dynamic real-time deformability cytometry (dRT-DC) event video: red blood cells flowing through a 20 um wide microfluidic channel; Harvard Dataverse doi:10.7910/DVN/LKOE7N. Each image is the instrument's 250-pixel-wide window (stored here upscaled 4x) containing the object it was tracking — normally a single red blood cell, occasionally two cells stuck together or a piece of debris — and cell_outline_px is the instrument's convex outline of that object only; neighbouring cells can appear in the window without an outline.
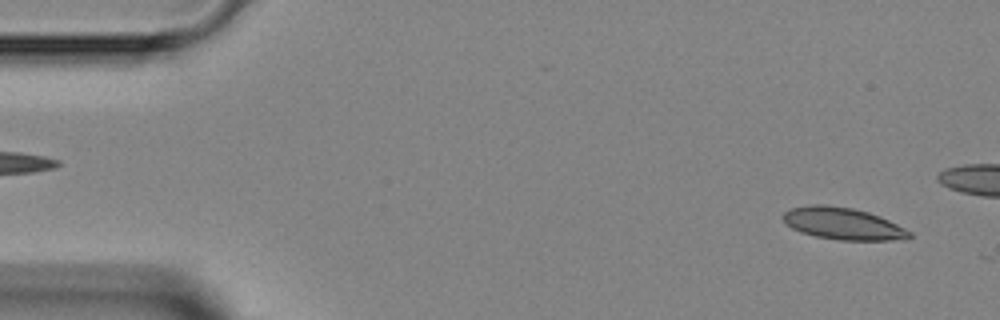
{"species": "Egyptian fruit bat (a non-hibernating species)", "species_latin": "Rousettus aegyptiacus", "temperature_condition": "room temperature", "stored_images_in_passage": 17, "camera_frame_rate_fps": 3000, "um_per_image_px": 0.085, "animal": {"sex": "female"}, "frame": {"image": 1, "passage_image": 2, "time_ms": 0.333, "image_size_px": [1000, 320], "cell_outline_px": [[912, 236], [908, 240], [840, 240], [816, 236], [800, 232], [792, 228], [780, 216], [784, 212], [792, 208], [808, 204], [824, 204], [852, 208], [868, 212], [880, 216], [912, 232]], "centroid_in_image_um": [71.66, 19.0], "position_along_channel_um": 13.3, "area_um2": 23.64}}
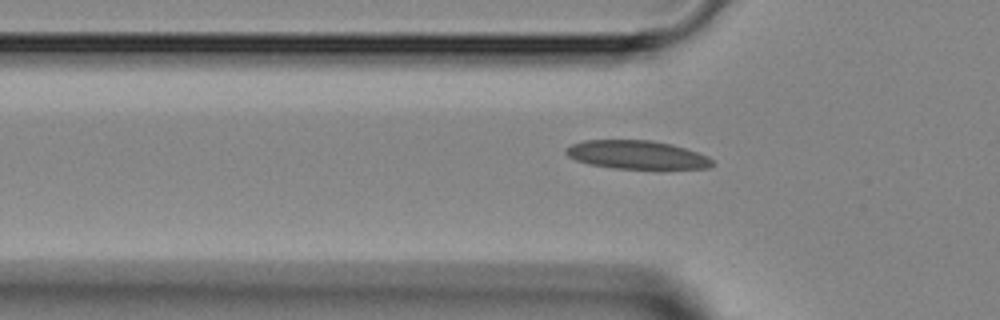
{"frame": {"image": 2, "passage_image": 14, "time_ms": 4.333, "image_size_px": [1000, 320], "cell_outline_px": [[716, 164], [708, 168], [656, 172], [612, 168], [588, 164], [576, 160], [568, 156], [564, 152], [564, 148], [572, 144], [584, 140], [652, 140], [672, 144], [708, 156]], "centroid_in_image_um": [54.2, 13.22], "position_along_channel_um": 71.6, "area_um2": 25.61}}